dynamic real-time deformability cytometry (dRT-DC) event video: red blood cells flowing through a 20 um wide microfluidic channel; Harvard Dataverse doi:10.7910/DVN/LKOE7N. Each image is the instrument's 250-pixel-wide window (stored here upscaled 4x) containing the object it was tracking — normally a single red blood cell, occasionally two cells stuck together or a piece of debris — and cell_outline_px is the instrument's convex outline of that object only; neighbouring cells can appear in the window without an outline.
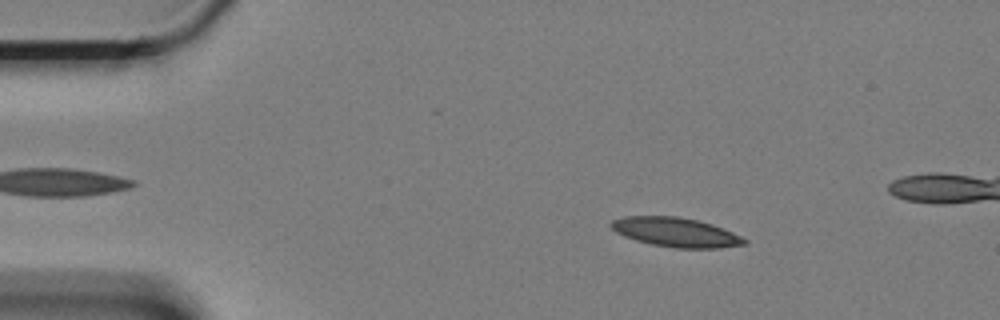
{"species": "Egyptian fruit bat (a non-hibernating species)", "species_latin": "Rousettus aegyptiacus", "temperature_condition": "cold", "stored_images_in_passage": 51, "camera_frame_rate_fps": 3000, "um_per_image_px": 0.085, "animal": {"sex": "female"}, "frame": {"image": 1, "passage_image": 10, "time_ms": 3.0, "image_size_px": [1000, 320], "cell_outline_px": [[748, 244], [720, 248], [672, 248], [652, 244], [636, 240], [624, 236], [616, 232], [608, 224], [612, 220], [624, 216], [676, 216], [696, 220], [712, 224], [724, 228], [748, 240]], "centroid_in_image_um": [57.45, 19.74], "position_along_channel_um": 27.6, "area_um2": 22.83}}
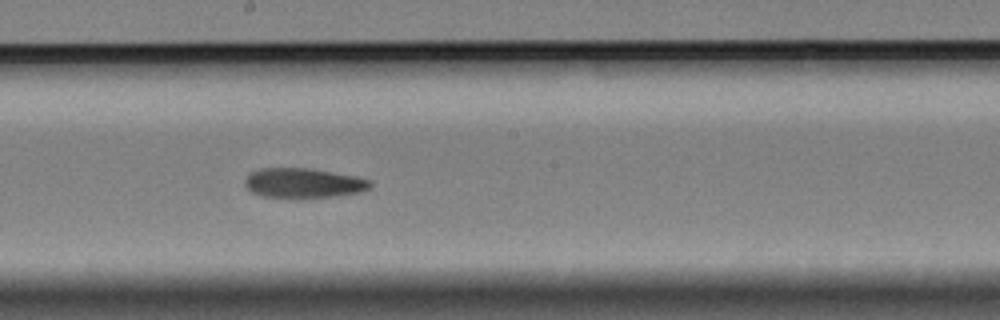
{"frame": {"image": 2, "passage_image": 33, "time_ms": 10.667, "image_size_px": [1000, 320], "cell_outline_px": [[372, 188], [360, 192], [336, 196], [264, 196], [252, 192], [244, 184], [244, 180], [252, 172], [260, 168], [308, 168], [356, 176], [372, 180]], "centroid_in_image_um": [25.84, 15.53], "position_along_channel_um": 222.4, "area_um2": 21.27}}
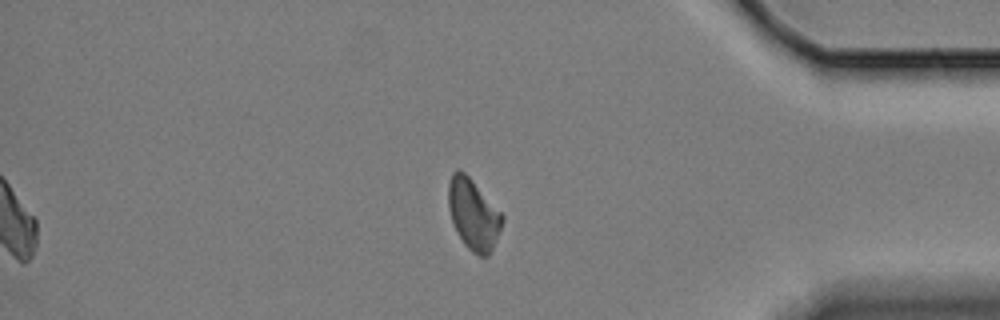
{"frame": {"image": 3, "passage_image": 51, "time_ms": 16.667, "image_size_px": [1000, 320], "cell_outline_px": [[504, 220], [492, 252], [488, 256], [480, 256], [472, 252], [464, 244], [452, 220], [448, 208], [448, 184], [452, 172], [456, 168], [460, 168], [472, 180], [504, 216]], "centroid_in_image_um": [40.23, 18.21], "position_along_channel_um": 395.0, "area_um2": 22.14}}